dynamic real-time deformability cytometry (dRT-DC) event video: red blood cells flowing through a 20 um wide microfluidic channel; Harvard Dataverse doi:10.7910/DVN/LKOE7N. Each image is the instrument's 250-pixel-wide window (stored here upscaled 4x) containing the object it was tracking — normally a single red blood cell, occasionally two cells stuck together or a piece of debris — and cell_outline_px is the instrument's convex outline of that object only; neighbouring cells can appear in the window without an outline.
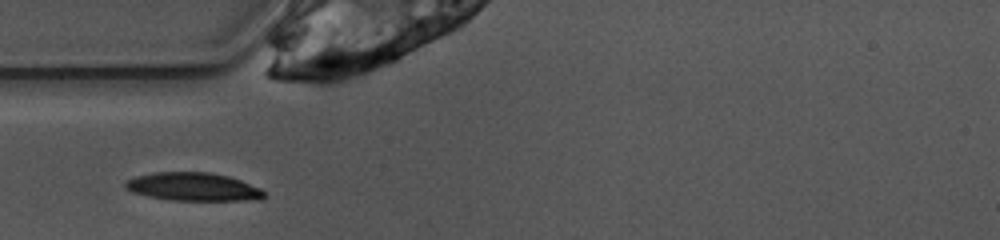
{"species": "common noctule bat (a hibernating species)", "species_latin": "Nyctalus noctula", "temperature_condition": "warm", "stored_images_in_passage": 25, "camera_frame_rate_fps": 3000, "um_per_image_px": 0.085, "animal": {"sex": "female", "body_mass_g": 10.0, "forearm_length_mm": 53.1}, "frame": {"image": 1, "passage_image": 1, "time_ms": 0.0, "image_size_px": [1000, 240], "cell_outline_px": [[264, 196], [260, 200], [172, 200], [148, 196], [132, 192], [124, 188], [124, 180], [136, 176], [152, 172], [212, 172], [228, 176], [240, 180], [260, 188], [264, 192]], "centroid_in_image_um": [16.38, 15.87], "position_along_channel_um": 68.6, "area_um2": 22.89}}
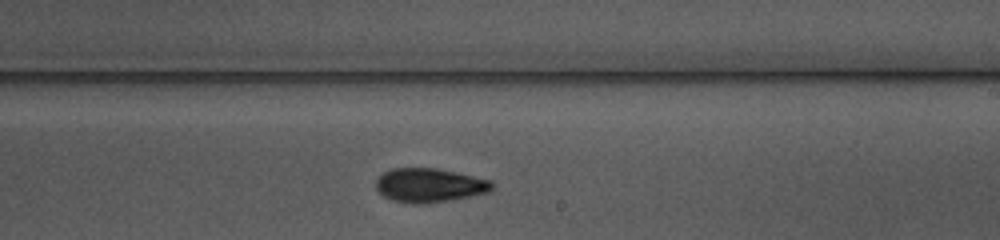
{"frame": {"image": 2, "passage_image": 15, "time_ms": 4.667, "image_size_px": [1000, 240], "cell_outline_px": [[492, 188], [488, 192], [472, 196], [424, 204], [416, 204], [392, 200], [384, 196], [376, 188], [376, 180], [384, 172], [392, 168], [436, 168], [456, 172], [492, 180]], "centroid_in_image_um": [36.5, 15.74], "position_along_channel_um": 252.5, "area_um2": 22.89}}
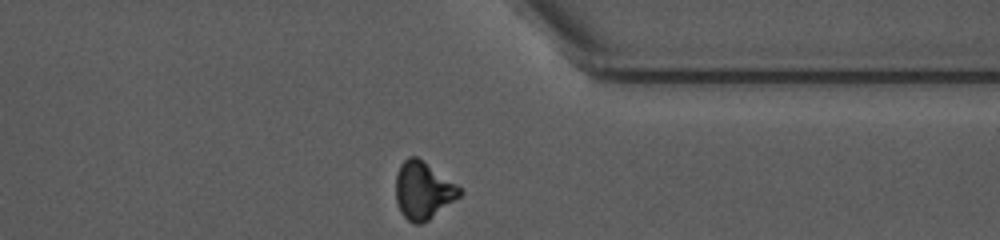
{"frame": {"image": 3, "passage_image": 25, "time_ms": 8.0, "image_size_px": [1000, 240], "cell_outline_px": [[464, 192], [460, 196], [428, 220], [420, 224], [412, 224], [400, 212], [396, 200], [396, 176], [400, 164], [408, 156], [416, 156], [456, 184]], "centroid_in_image_um": [35.94, 16.2], "position_along_channel_um": 375.5, "area_um2": 21.15}}